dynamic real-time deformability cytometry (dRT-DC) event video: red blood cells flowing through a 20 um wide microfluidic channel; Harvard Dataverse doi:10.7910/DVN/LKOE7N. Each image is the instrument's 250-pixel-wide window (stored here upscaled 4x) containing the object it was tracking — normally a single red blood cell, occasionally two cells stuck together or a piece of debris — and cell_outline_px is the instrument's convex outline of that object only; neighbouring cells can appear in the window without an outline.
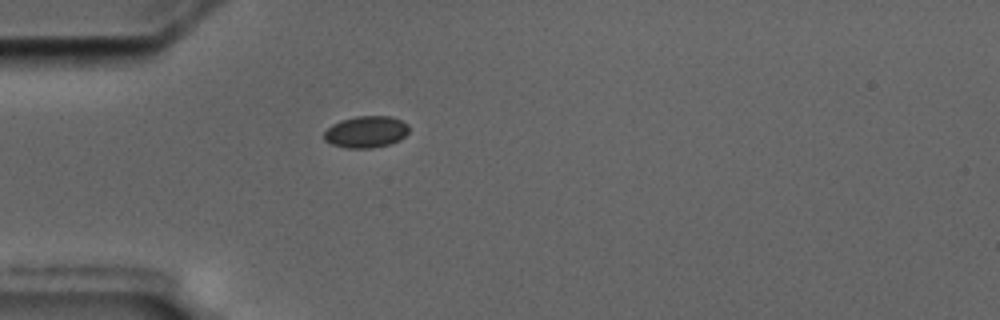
{"species": "common noctule bat (a hibernating species)", "species_latin": "Nyctalus noctula", "temperature_condition": "cold", "stored_images_in_passage": 1, "camera_frame_rate_fps": 3000, "um_per_image_px": 0.085, "animal": {"sex": "male", "body_mass_g": 17.5, "forearm_length_mm": 52.3}, "frame": {"image": 1, "passage_image": 1, "time_ms": 0.0, "image_size_px": [1000, 320], "cell_outline_px": [[408, 132], [400, 140], [388, 144], [372, 148], [348, 148], [332, 144], [324, 140], [324, 132], [332, 124], [340, 120], [356, 116], [392, 116], [408, 124]], "centroid_in_image_um": [31.11, 11.2], "position_along_channel_um": 53.9, "area_um2": 15.66}}